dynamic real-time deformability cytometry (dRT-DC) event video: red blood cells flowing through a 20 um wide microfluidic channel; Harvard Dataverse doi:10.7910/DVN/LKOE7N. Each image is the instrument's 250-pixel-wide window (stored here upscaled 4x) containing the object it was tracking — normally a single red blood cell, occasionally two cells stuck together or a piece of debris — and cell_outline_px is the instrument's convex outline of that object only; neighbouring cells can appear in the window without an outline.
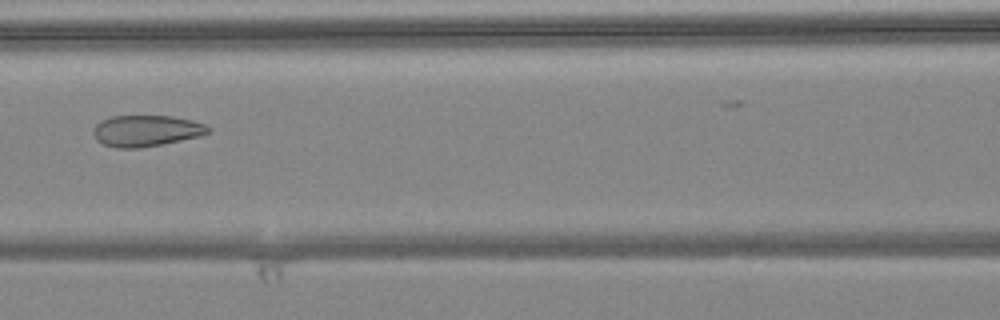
{"species": "common noctule bat (a hibernating species)", "species_latin": "Nyctalus noctula", "temperature_condition": "warm", "stored_images_in_passage": 8, "camera_frame_rate_fps": 3000, "um_per_image_px": 0.085, "animal": {"sex": "female", "body_mass_g": 24.6, "forearm_length_mm": 56.2}, "frame": {"image": 1, "passage_image": 6, "time_ms": 1.667, "image_size_px": [1000, 320], "cell_outline_px": [[212, 128], [208, 132], [200, 136], [140, 148], [116, 148], [104, 144], [96, 140], [92, 132], [96, 124], [112, 116], [172, 116], [192, 120], [204, 124]], "centroid_in_image_um": [12.42, 11.11], "position_along_channel_um": 154.2, "area_um2": 20.75}}
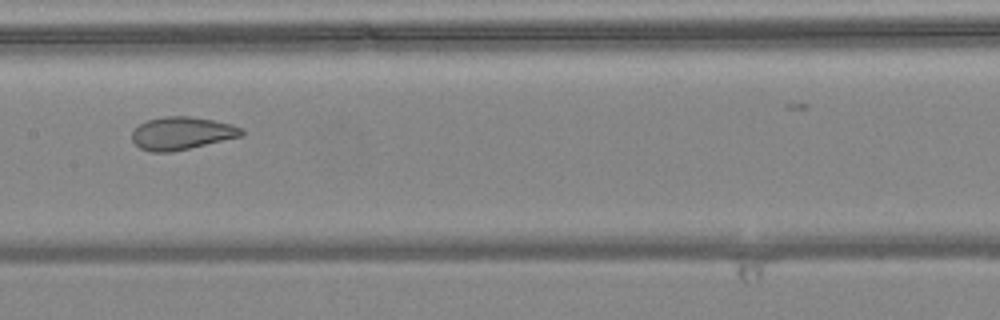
{"frame": {"image": 2, "passage_image": 7, "time_ms": 2.0, "image_size_px": [1000, 320], "cell_outline_px": [[244, 132], [240, 136], [172, 152], [152, 152], [140, 148], [132, 140], [132, 132], [140, 124], [148, 120], [164, 116], [188, 116], [212, 120], [232, 124], [244, 128]], "centroid_in_image_um": [15.44, 11.32], "position_along_channel_um": 192.0, "area_um2": 20.69}}
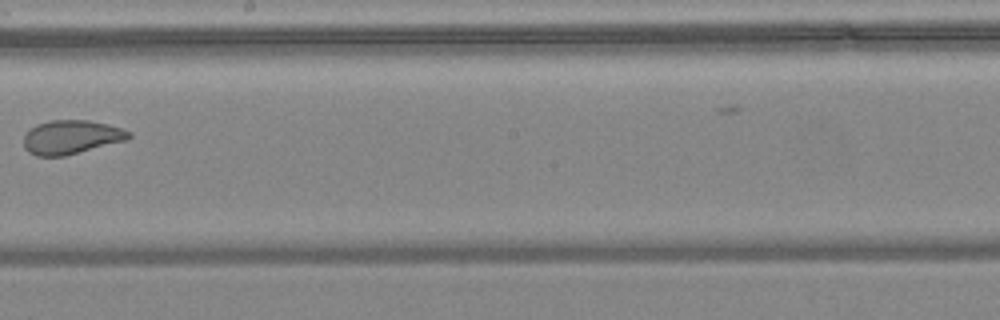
{"frame": {"image": 3, "passage_image": 8, "time_ms": 2.333, "image_size_px": [1000, 320], "cell_outline_px": [[132, 136], [128, 140], [64, 156], [36, 156], [28, 152], [24, 148], [24, 136], [36, 124], [52, 120], [88, 120], [108, 124], [124, 128], [132, 132]], "centroid_in_image_um": [6.1, 11.65], "position_along_channel_um": 242.1, "area_um2": 20.92}}